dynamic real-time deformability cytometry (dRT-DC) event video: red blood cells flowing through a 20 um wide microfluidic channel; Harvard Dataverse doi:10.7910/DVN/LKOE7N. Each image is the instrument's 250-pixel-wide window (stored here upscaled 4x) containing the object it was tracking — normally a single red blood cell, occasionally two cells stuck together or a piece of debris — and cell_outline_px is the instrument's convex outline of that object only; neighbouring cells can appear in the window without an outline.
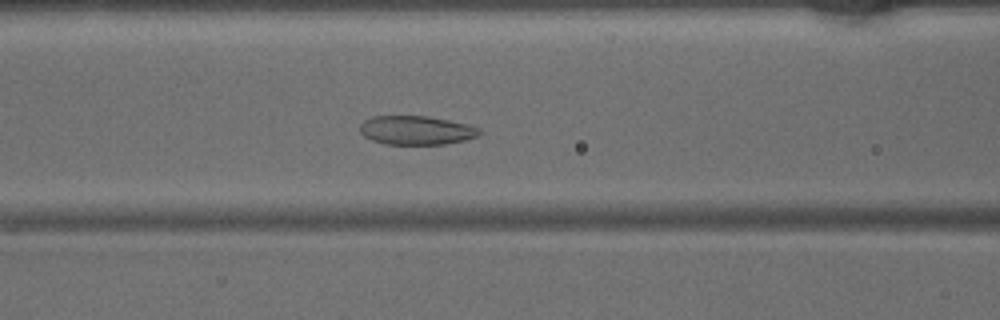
{"species": "common noctule bat (a hibernating species)", "species_latin": "Nyctalus noctula", "temperature_condition": "warm", "stored_images_in_passage": 47, "camera_frame_rate_fps": 3000, "um_per_image_px": 0.085, "animal": {"sex": "male", "body_mass_g": 15.6}, "frame": {"image": 1, "passage_image": 19, "time_ms": 6.0, "image_size_px": [1000, 320], "cell_outline_px": [[484, 132], [480, 136], [464, 140], [444, 144], [384, 144], [372, 140], [364, 136], [360, 132], [360, 124], [364, 120], [372, 116], [428, 116], [468, 124], [480, 128]], "centroid_in_image_um": [35.41, 11.07], "position_along_channel_um": 131.2, "area_um2": 20.29}}
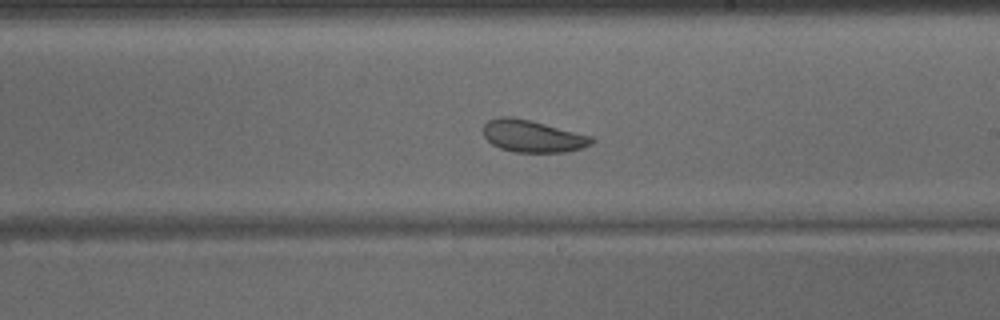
{"frame": {"image": 2, "passage_image": 27, "time_ms": 8.667, "image_size_px": [1000, 320], "cell_outline_px": [[596, 140], [592, 144], [568, 152], [516, 152], [500, 148], [492, 144], [484, 136], [484, 124], [488, 120], [500, 116], [512, 116], [592, 136]], "centroid_in_image_um": [45.27, 11.58], "position_along_channel_um": 243.7, "area_um2": 20.11}}
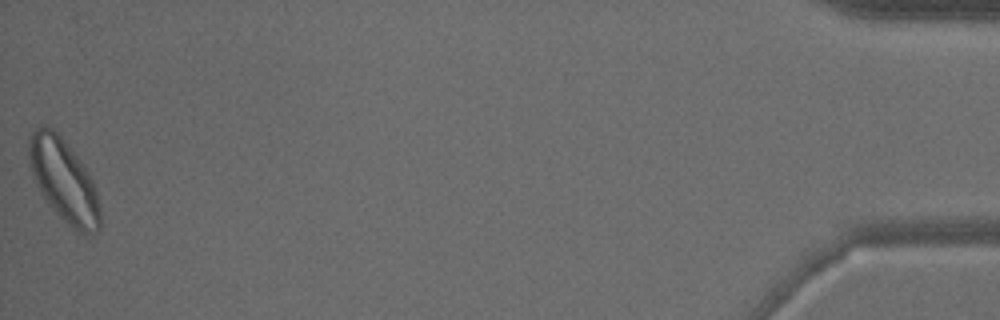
{"frame": {"image": 3, "passage_image": 47, "time_ms": 15.333, "image_size_px": [1000, 320], "cell_outline_px": [[100, 228], [96, 232], [84, 236], [72, 228], [48, 204], [40, 192], [32, 176], [28, 164], [28, 136], [40, 124], [48, 124], [60, 136], [80, 160], [92, 180], [100, 204]], "centroid_in_image_um": [5.39, 15.33], "position_along_channel_um": 429.8, "area_um2": 34.56}}